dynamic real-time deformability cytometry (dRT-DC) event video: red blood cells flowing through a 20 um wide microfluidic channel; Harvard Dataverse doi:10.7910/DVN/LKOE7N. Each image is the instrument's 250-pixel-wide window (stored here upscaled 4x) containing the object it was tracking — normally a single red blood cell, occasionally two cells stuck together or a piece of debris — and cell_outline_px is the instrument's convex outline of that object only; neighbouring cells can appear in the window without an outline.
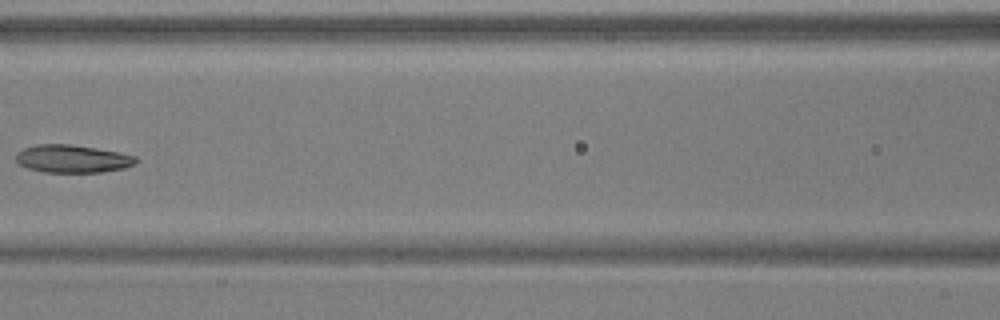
{"species": "common noctule bat (a hibernating species)", "species_latin": "Nyctalus noctula", "temperature_condition": "warm", "stored_images_in_passage": 7, "camera_frame_rate_fps": 3000, "um_per_image_px": 0.085, "animal": {"sex": "male", "body_mass_g": 17.9, "forearm_length_mm": 54.2}, "frame": {"image": 1, "passage_image": 6, "time_ms": 1.667, "image_size_px": [1000, 320], "cell_outline_px": [[140, 160], [136, 164], [124, 168], [100, 172], [44, 172], [28, 168], [20, 164], [16, 160], [16, 152], [24, 148], [36, 144], [72, 144], [120, 152], [136, 156]], "centroid_in_image_um": [6.19, 13.49], "position_along_channel_um": 160.4, "area_um2": 19.59}}
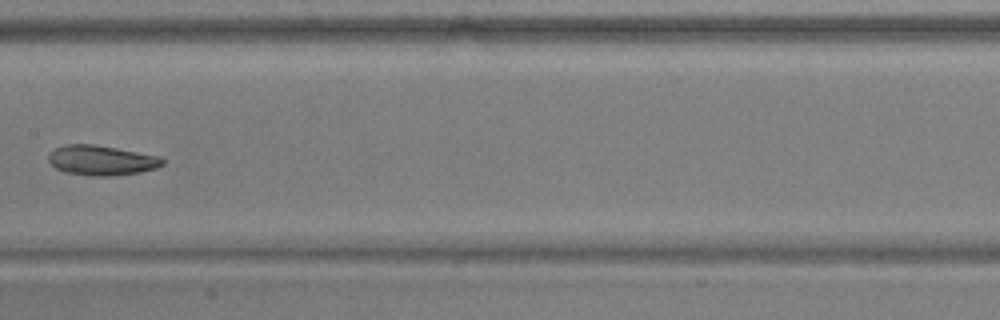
{"frame": {"image": 2, "passage_image": 7, "time_ms": 2.0, "image_size_px": [1000, 320], "cell_outline_px": [[164, 164], [156, 168], [140, 172], [108, 176], [88, 176], [64, 172], [56, 168], [48, 160], [48, 152], [64, 144], [92, 144], [116, 148], [160, 156], [164, 160]], "centroid_in_image_um": [8.6, 13.63], "position_along_channel_um": 198.8, "area_um2": 19.94}}